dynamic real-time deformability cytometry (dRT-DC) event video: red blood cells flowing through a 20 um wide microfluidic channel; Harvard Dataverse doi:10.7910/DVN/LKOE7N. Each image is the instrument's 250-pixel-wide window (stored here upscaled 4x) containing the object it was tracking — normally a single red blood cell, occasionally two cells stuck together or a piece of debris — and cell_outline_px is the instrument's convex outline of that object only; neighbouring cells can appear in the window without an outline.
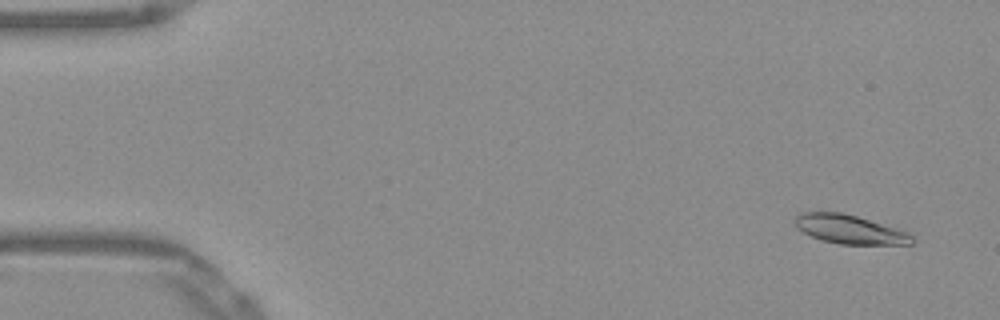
{"species": "Egyptian fruit bat (a non-hibernating species)", "species_latin": "Rousettus aegyptiacus", "temperature_condition": "warm", "stored_images_in_passage": 53, "segment_of_instrument_passage": [1, 2], "camera_frame_rate_fps": 3000, "um_per_image_px": 0.085, "frame": {"image": 1, "passage_image": 3, "time_ms": 0.667, "image_size_px": [1000, 320], "cell_outline_px": [[912, 244], [840, 244], [820, 240], [796, 228], [796, 216], [800, 212], [840, 212], [856, 216], [896, 228], [908, 232], [912, 236]], "centroid_in_image_um": [72.2, 19.49], "position_along_channel_um": 12.8, "area_um2": 19.42}}
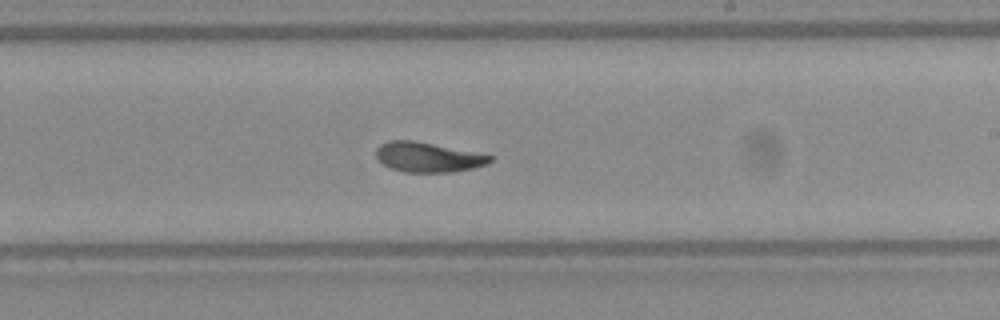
{"frame": {"image": 2, "passage_image": 31, "time_ms": 10.0, "image_size_px": [1000, 320], "cell_outline_px": [[492, 160], [488, 164], [472, 168], [452, 172], [404, 172], [392, 168], [384, 164], [376, 156], [376, 148], [380, 144], [388, 140], [412, 140], [492, 156]], "centroid_in_image_um": [36.34, 13.36], "position_along_channel_um": 252.7, "area_um2": 19.42}}
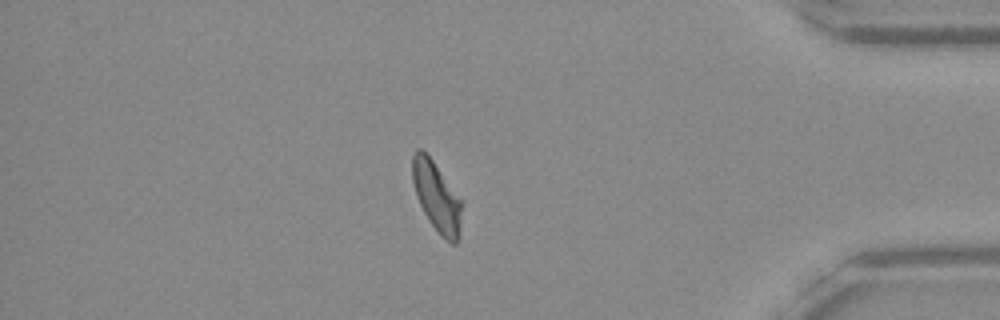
{"frame": {"image": 3, "passage_image": 45, "time_ms": 14.667, "image_size_px": [1000, 320], "cell_outline_px": [[460, 236], [456, 244], [452, 244], [440, 236], [428, 220], [416, 196], [412, 180], [412, 156], [416, 148], [420, 148], [432, 160], [460, 200]], "centroid_in_image_um": [37.08, 16.76], "position_along_channel_um": 398.1, "area_um2": 19.59}}